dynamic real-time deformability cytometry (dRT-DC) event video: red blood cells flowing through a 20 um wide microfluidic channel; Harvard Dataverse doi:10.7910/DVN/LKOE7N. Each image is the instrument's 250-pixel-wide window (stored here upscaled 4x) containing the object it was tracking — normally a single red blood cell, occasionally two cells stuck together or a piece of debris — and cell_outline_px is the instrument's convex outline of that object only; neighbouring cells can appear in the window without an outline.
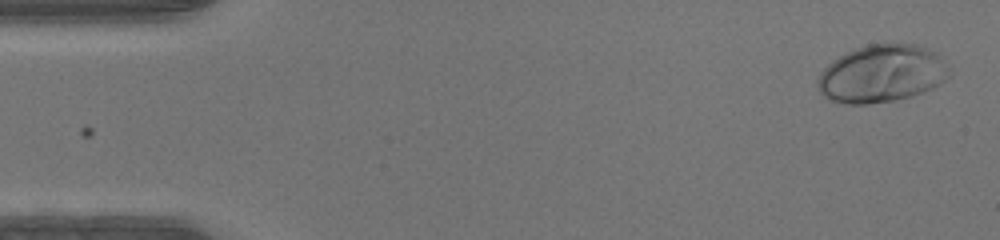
{"species": "human", "species_latin": "Homo sapiens", "temperature_condition": "warm", "stored_images_in_passage": 47, "camera_frame_rate_fps": 3000, "um_per_image_px": 0.085, "donor": {"sex": "male"}, "frame": {"image": 1, "passage_image": 2, "time_ms": 0.333, "image_size_px": [1000, 240], "cell_outline_px": [[948, 76], [940, 84], [932, 88], [912, 96], [896, 100], [868, 104], [844, 104], [828, 100], [820, 92], [816, 84], [816, 80], [820, 72], [832, 60], [856, 48], [868, 44], [916, 44], [936, 52], [948, 68]], "centroid_in_image_um": [74.9, 6.28], "position_along_channel_um": 10.1, "area_um2": 44.1}}
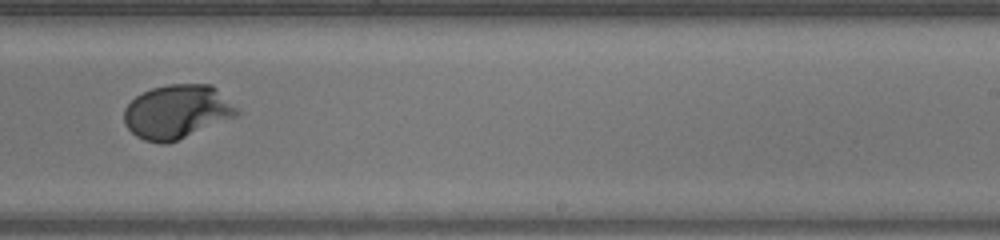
{"frame": {"image": 2, "passage_image": 29, "time_ms": 9.333, "image_size_px": [1000, 240], "cell_outline_px": [[240, 116], [168, 144], [160, 144], [144, 140], [136, 136], [124, 124], [124, 108], [136, 96], [152, 88], [168, 84], [212, 84], [240, 112]], "centroid_in_image_um": [15.05, 9.52], "position_along_channel_um": 273.9, "area_um2": 35.66}}
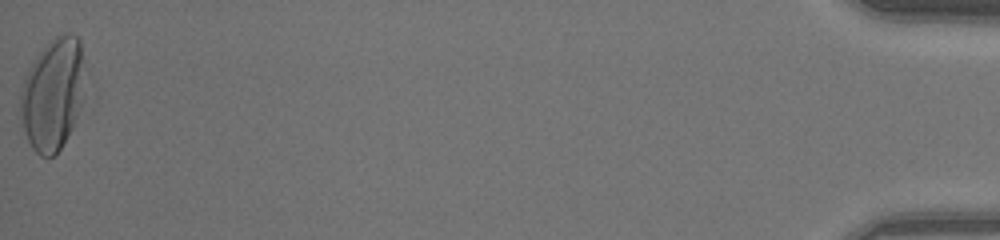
{"frame": {"image": 3, "passage_image": 47, "time_ms": 15.333, "image_size_px": [1000, 240], "cell_outline_px": [[88, 96], [72, 128], [60, 148], [52, 156], [40, 156], [32, 148], [28, 140], [20, 120], [20, 96], [24, 80], [32, 64], [40, 52], [56, 36], [64, 32], [68, 32], [76, 36], [80, 40]], "centroid_in_image_um": [4.55, 8.01], "position_along_channel_um": 430.7, "area_um2": 42.66}}